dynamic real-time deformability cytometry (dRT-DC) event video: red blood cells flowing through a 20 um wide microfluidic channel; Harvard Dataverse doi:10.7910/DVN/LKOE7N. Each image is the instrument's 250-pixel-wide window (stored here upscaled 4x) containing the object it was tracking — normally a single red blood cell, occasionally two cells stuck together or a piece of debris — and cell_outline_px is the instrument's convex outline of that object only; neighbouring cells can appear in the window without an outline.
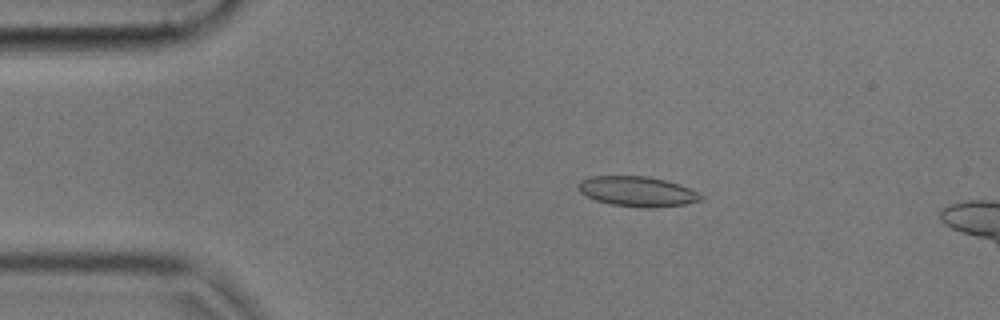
{"species": "common noctule bat (a hibernating species)", "species_latin": "Nyctalus noctula", "temperature_condition": "cold", "stored_images_in_passage": 4, "camera_frame_rate_fps": 3000, "um_per_image_px": 0.085, "animal": {"sex": "male", "body_mass_g": 17.9, "forearm_length_mm": 54.2}, "frame": {"image": 1, "passage_image": 1, "time_ms": 0.0, "image_size_px": [1000, 320], "cell_outline_px": [[704, 196], [700, 200], [684, 204], [652, 208], [644, 208], [612, 204], [596, 200], [580, 192], [580, 180], [592, 176], [648, 176], [680, 184]], "centroid_in_image_um": [54.18, 16.27], "position_along_channel_um": 30.8, "area_um2": 21.15}}